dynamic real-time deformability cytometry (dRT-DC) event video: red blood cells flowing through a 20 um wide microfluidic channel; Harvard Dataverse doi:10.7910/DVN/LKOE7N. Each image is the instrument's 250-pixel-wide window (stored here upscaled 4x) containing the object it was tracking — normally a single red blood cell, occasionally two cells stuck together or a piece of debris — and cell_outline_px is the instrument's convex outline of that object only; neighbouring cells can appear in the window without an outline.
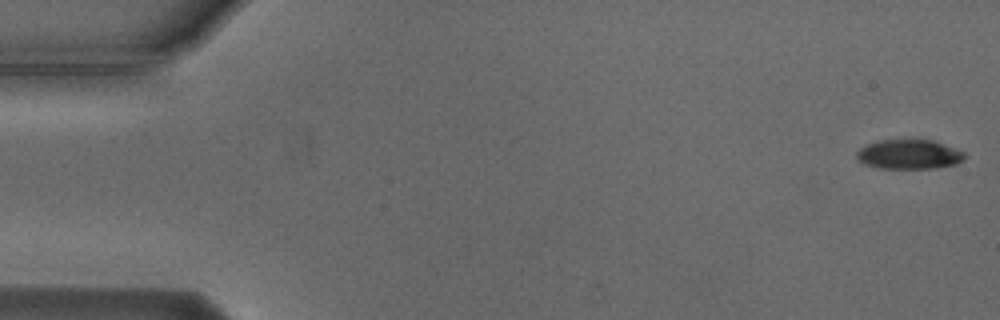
{"species": "Egyptian fruit bat (a non-hibernating species)", "species_latin": "Rousettus aegyptiacus", "temperature_condition": "cold", "stored_images_in_passage": 17, "camera_frame_rate_fps": 3000, "um_per_image_px": 0.085, "animal": {"sex": "male"}, "frame": {"image": 1, "passage_image": 1, "time_ms": 0.0, "image_size_px": [1000, 320], "cell_outline_px": [[964, 160], [956, 164], [936, 168], [876, 168], [864, 164], [856, 160], [856, 152], [860, 148], [868, 144], [880, 140], [932, 140], [964, 152]], "centroid_in_image_um": [77.23, 13.13], "position_along_channel_um": 7.8, "area_um2": 18.5}}
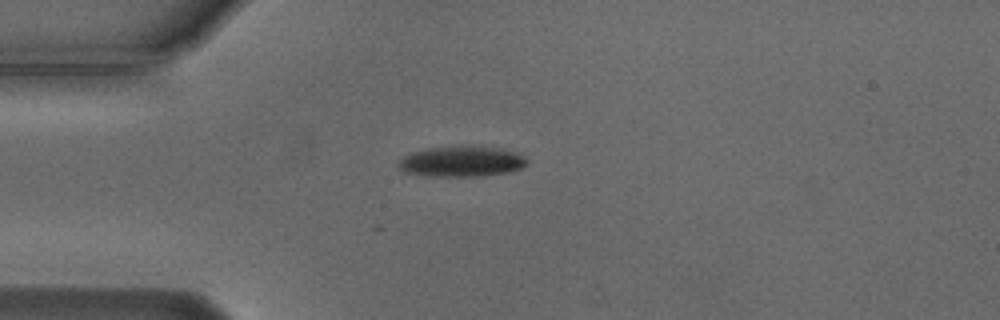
{"frame": {"image": 2, "passage_image": 14, "time_ms": 4.333, "image_size_px": [1000, 320], "cell_outline_px": [[528, 164], [512, 172], [480, 176], [428, 176], [404, 172], [396, 168], [396, 164], [404, 156], [412, 152], [428, 148], [460, 144], [500, 148], [516, 152], [528, 160]], "centroid_in_image_um": [39.22, 13.71], "position_along_channel_um": 45.8, "area_um2": 23.47}}